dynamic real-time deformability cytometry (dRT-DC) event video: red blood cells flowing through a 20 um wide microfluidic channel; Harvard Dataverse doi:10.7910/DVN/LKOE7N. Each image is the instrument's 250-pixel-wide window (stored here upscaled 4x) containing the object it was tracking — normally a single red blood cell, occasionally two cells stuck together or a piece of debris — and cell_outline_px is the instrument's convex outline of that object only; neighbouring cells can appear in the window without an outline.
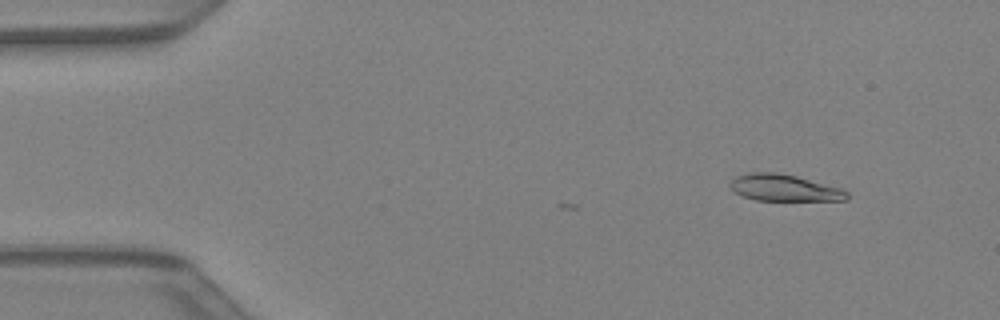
{"species": "Egyptian fruit bat (a non-hibernating species)", "species_latin": "Rousettus aegyptiacus", "temperature_condition": "warm", "stored_images_in_passage": 4, "camera_frame_rate_fps": 3000, "um_per_image_px": 0.085, "animal": {"sex": "female"}, "frame": {"image": 1, "passage_image": 4, "time_ms": 1.0, "image_size_px": [1000, 320], "cell_outline_px": [[848, 200], [756, 200], [744, 196], [736, 192], [728, 184], [736, 176], [752, 172], [776, 172], [796, 176], [844, 188], [848, 192]], "centroid_in_image_um": [66.71, 15.96], "position_along_channel_um": 18.3, "area_um2": 18.09}}